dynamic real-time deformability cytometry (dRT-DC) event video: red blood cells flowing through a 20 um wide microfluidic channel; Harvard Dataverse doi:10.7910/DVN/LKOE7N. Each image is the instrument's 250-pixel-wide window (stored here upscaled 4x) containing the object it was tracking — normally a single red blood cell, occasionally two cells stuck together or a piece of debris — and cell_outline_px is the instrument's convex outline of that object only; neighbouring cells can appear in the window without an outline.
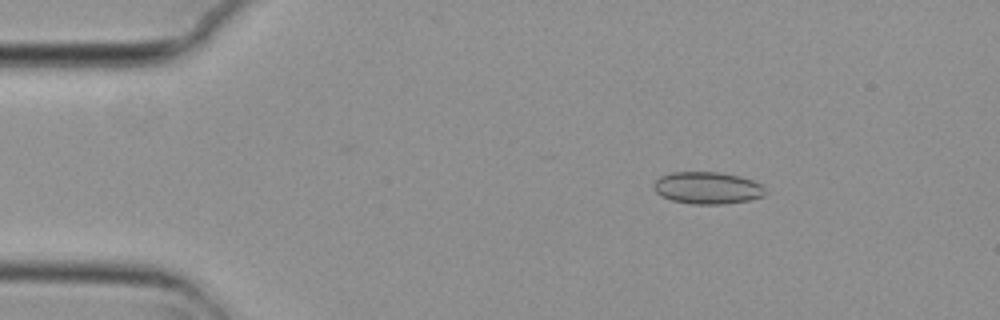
{"species": "common noctule bat (a hibernating species)", "species_latin": "Nyctalus noctula", "temperature_condition": "cold", "stored_images_in_passage": 3, "camera_frame_rate_fps": 3000, "um_per_image_px": 0.085, "animal": {"sex": "female", "body_mass_g": 29.2, "forearm_length_mm": 56.3}, "frame": {"image": 1, "passage_image": 1, "time_ms": 0.0, "image_size_px": [1000, 320], "cell_outline_px": [[764, 196], [748, 200], [724, 204], [692, 204], [672, 200], [656, 192], [652, 188], [652, 184], [660, 176], [672, 172], [716, 172], [740, 176], [752, 180], [760, 184], [764, 188]], "centroid_in_image_um": [60.1, 15.97], "position_along_channel_um": 24.9, "area_um2": 20.75}}